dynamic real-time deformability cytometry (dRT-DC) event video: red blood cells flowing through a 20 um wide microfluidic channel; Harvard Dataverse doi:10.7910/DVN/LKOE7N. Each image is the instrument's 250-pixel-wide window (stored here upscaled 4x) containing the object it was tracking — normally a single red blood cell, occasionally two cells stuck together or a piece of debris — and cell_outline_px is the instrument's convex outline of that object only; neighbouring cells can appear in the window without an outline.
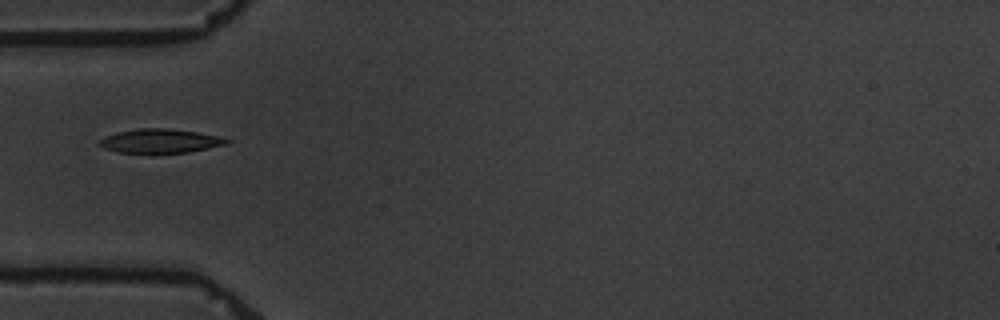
{"species": "common noctule bat (a hibernating species)", "species_latin": "Nyctalus noctula", "temperature_condition": "warm", "stored_images_in_passage": 7, "camera_frame_rate_fps": 3000, "um_per_image_px": 0.085, "animal": {"sex": "male", "body_mass_g": 19.5, "forearm_length_mm": 54.6}, "frame": {"image": 1, "passage_image": 1, "time_ms": 0.0, "image_size_px": [1000, 320], "cell_outline_px": [[232, 140], [224, 144], [208, 148], [188, 152], [152, 156], [120, 152], [104, 148], [96, 144], [96, 140], [104, 136], [116, 132], [136, 128], [168, 128], [196, 132], [216, 136]], "centroid_in_image_um": [13.49, 12.02], "position_along_channel_um": 71.5, "area_um2": 18.61}}
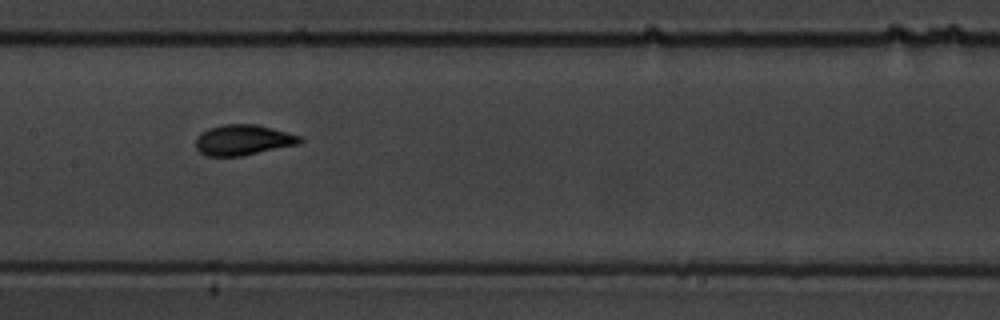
{"frame": {"image": 2, "passage_image": 4, "time_ms": 3.333, "image_size_px": [1000, 320], "cell_outline_px": [[304, 140], [300, 144], [244, 156], [208, 156], [200, 152], [196, 148], [196, 136], [200, 132], [208, 128], [224, 124], [256, 124], [288, 132], [300, 136]], "centroid_in_image_um": [20.67, 11.9], "position_along_channel_um": 186.7, "area_um2": 18.79}}
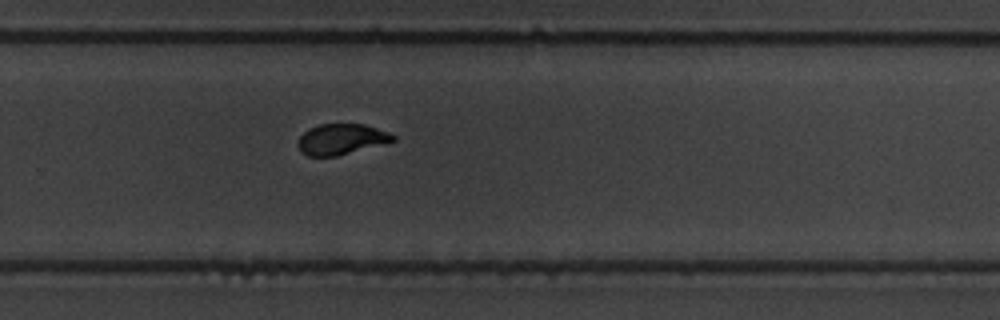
{"frame": {"image": 3, "passage_image": 7, "time_ms": 6.667, "image_size_px": [1000, 320], "cell_outline_px": [[396, 140], [336, 156], [308, 156], [300, 152], [296, 144], [300, 136], [308, 128], [320, 124], [364, 124], [388, 132], [396, 136]], "centroid_in_image_um": [28.96, 11.83], "position_along_channel_um": 300.8, "area_um2": 16.94}}